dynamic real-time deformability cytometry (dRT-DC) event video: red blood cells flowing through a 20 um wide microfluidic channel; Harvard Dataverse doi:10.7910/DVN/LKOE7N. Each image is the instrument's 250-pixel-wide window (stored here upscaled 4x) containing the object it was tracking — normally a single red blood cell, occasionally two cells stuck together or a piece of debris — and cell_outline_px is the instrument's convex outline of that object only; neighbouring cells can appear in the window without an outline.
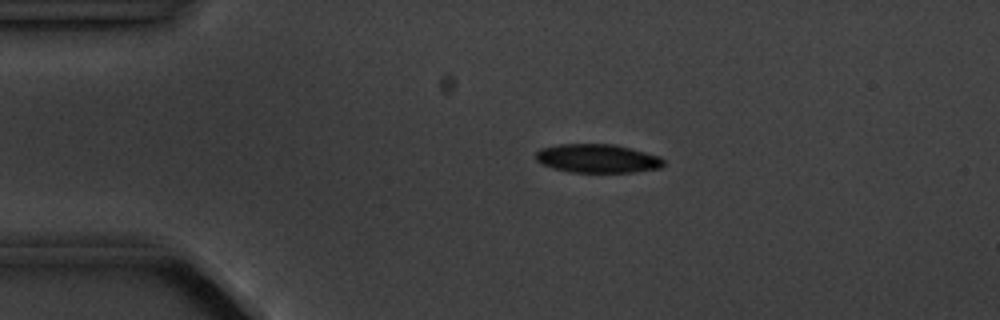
{"species": "common noctule bat (a hibernating species)", "species_latin": "Nyctalus noctula", "temperature_condition": "cold", "stored_images_in_passage": 5, "camera_frame_rate_fps": 3000, "um_per_image_px": 0.085, "animal": {"sex": "male", "body_mass_g": 20.1, "forearm_length_mm": 53.5}, "frame": {"image": 1, "passage_image": 4, "time_ms": 3.333, "image_size_px": [1000, 320], "cell_outline_px": [[664, 164], [660, 168], [632, 172], [572, 172], [552, 168], [540, 164], [536, 160], [536, 152], [540, 148], [556, 144], [616, 144], [632, 148], [660, 156], [664, 160]], "centroid_in_image_um": [50.77, 13.46], "position_along_channel_um": 34.2, "area_um2": 21.56}}